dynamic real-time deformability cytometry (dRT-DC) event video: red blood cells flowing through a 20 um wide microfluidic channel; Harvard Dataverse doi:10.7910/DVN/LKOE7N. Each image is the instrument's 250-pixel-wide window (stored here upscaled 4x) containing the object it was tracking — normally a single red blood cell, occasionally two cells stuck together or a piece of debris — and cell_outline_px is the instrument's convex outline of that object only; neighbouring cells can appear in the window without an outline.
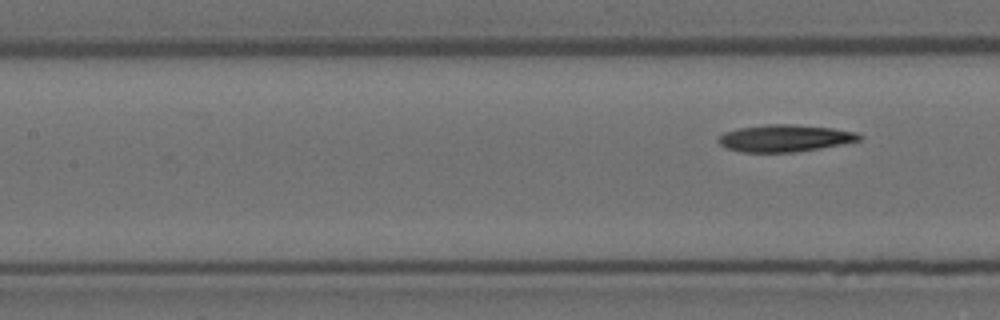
{"species": "Egyptian fruit bat (a non-hibernating species)", "species_latin": "Rousettus aegyptiacus", "temperature_condition": "room temperature", "stored_images_in_passage": 6, "segment_of_instrument_passage": [2, 2], "camera_frame_rate_fps": 3000, "um_per_image_px": 0.085, "animal": {"sex": "female"}, "frame": {"image": 1, "passage_image": 6, "time_ms": 1.667, "image_size_px": [1000, 320], "cell_outline_px": [[864, 140], [820, 148], [792, 152], [740, 152], [728, 148], [720, 144], [716, 140], [724, 132], [740, 128], [768, 124], [792, 124], [832, 128], [856, 132], [864, 136]], "centroid_in_image_um": [66.75, 11.74], "position_along_channel_um": 140.7, "area_um2": 22.2}}